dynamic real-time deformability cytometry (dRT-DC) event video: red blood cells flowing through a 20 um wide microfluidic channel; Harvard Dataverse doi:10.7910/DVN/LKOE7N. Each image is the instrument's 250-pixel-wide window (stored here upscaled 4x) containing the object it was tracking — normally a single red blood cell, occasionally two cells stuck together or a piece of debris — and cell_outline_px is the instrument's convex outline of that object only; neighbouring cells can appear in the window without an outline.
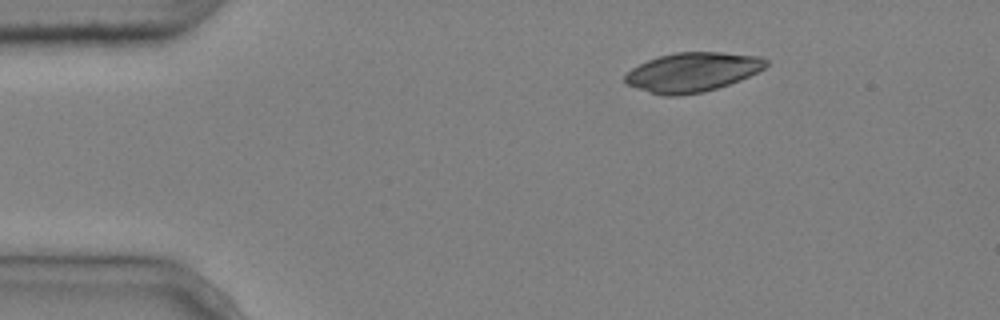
{"species": "common noctule bat (a hibernating species)", "species_latin": "Nyctalus noctula", "temperature_condition": "cold", "stored_images_in_passage": 3, "segment_of_instrument_passage": [1, 2], "camera_frame_rate_fps": 3000, "um_per_image_px": 0.085, "animal": {"sex": "male", "body_mass_g": 20.4}, "frame": {"image": 1, "passage_image": 1, "time_ms": 0.0, "image_size_px": [1000, 320], "cell_outline_px": [[768, 64], [764, 68], [740, 80], [704, 92], [676, 96], [664, 96], [624, 84], [624, 76], [632, 68], [648, 60], [660, 56], [676, 52], [720, 52], [760, 56], [768, 60]], "centroid_in_image_um": [58.84, 6.13], "position_along_channel_um": 26.2, "area_um2": 32.14}}